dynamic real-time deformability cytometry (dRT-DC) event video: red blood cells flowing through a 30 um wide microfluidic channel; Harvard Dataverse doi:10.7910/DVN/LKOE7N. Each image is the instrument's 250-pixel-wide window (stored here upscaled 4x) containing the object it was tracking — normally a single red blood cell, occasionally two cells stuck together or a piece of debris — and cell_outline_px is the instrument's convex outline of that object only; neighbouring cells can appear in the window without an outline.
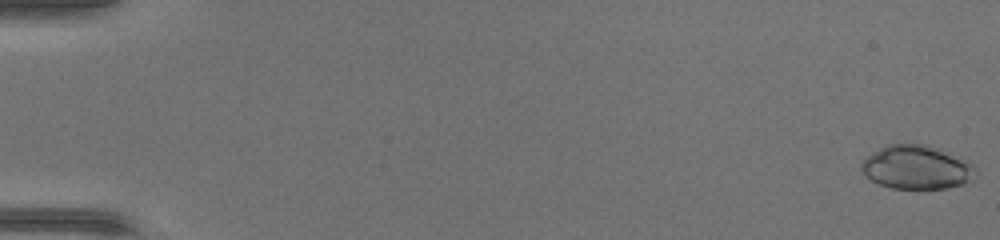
{"species": "common noctule bat (a hibernating species)", "species_latin": "Nyctalus noctula", "temperature_condition": "warm", "stored_images_in_passage": 47, "camera_frame_rate_fps": 3000, "um_per_image_px": 0.085, "animal": {"sex": "female", "body_mass_g": 17.0, "forearm_length_mm": 48.0}, "frame": {"image": 1, "passage_image": 1, "time_ms": 0.0, "image_size_px": [1000, 240], "cell_outline_px": [[976, 172], [968, 180], [960, 184], [948, 188], [892, 188], [880, 184], [872, 180], [860, 168], [860, 164], [868, 156], [880, 148], [888, 144], [924, 144], [968, 160], [972, 164]], "centroid_in_image_um": [77.89, 14.21], "position_along_channel_um": 7.1, "area_um2": 28.44}}
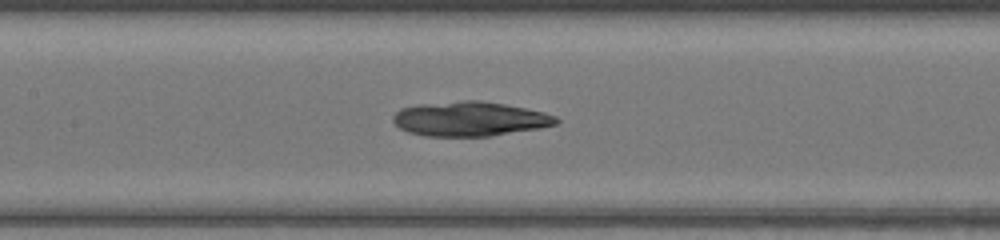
{"frame": {"image": 2, "passage_image": 24, "time_ms": 7.667, "image_size_px": [1000, 240], "cell_outline_px": [[560, 120], [556, 124], [540, 128], [488, 136], [424, 136], [408, 132], [400, 128], [392, 120], [392, 116], [400, 108], [424, 104], [464, 100], [480, 100], [504, 104], [544, 112], [556, 116]], "centroid_in_image_um": [39.93, 10.11], "position_along_channel_um": 167.5, "area_um2": 32.66}}
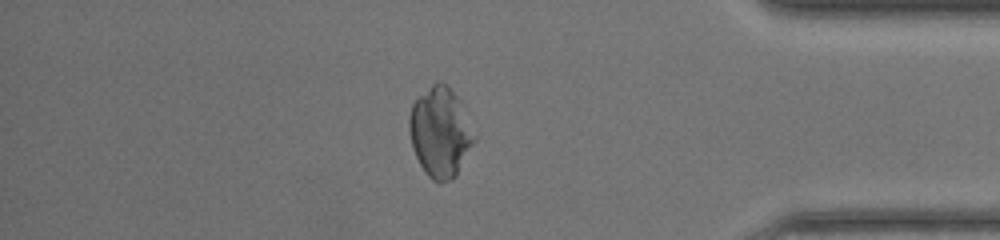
{"frame": {"image": 3, "passage_image": 41, "time_ms": 13.333, "image_size_px": [1000, 240], "cell_outline_px": [[476, 140], [456, 176], [452, 180], [440, 184], [432, 180], [424, 172], [412, 148], [408, 128], [408, 120], [412, 104], [436, 80], [440, 80], [460, 100], [476, 136]], "centroid_in_image_um": [37.42, 11.28], "position_along_channel_um": 397.8, "area_um2": 34.16}}